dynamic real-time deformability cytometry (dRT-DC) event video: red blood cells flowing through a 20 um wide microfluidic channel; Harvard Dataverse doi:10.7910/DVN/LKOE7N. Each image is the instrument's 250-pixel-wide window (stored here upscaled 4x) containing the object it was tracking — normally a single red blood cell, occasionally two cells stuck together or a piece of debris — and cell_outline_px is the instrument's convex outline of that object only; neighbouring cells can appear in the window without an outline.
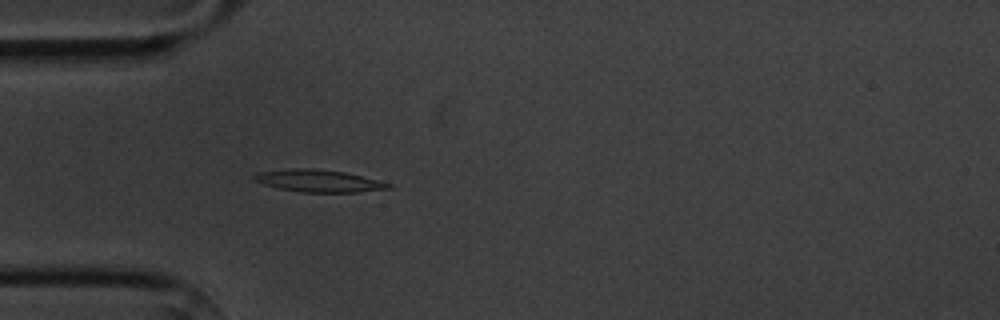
{"species": "common noctule bat (a hibernating species)", "species_latin": "Nyctalus noctula", "temperature_condition": "cold", "stored_images_in_passage": 3, "camera_frame_rate_fps": 3000, "um_per_image_px": 0.085, "animal": {"sex": "male", "body_mass_g": 20.1, "forearm_length_mm": 53.5}, "frame": {"image": 1, "passage_image": 3, "time_ms": 2.333, "image_size_px": [1000, 320], "cell_outline_px": [[392, 188], [356, 192], [300, 192], [276, 188], [252, 180], [252, 176], [260, 172], [296, 168], [312, 168], [344, 172], [392, 184]], "centroid_in_image_um": [27.04, 15.38], "position_along_channel_um": 58.0, "area_um2": 17.22}}